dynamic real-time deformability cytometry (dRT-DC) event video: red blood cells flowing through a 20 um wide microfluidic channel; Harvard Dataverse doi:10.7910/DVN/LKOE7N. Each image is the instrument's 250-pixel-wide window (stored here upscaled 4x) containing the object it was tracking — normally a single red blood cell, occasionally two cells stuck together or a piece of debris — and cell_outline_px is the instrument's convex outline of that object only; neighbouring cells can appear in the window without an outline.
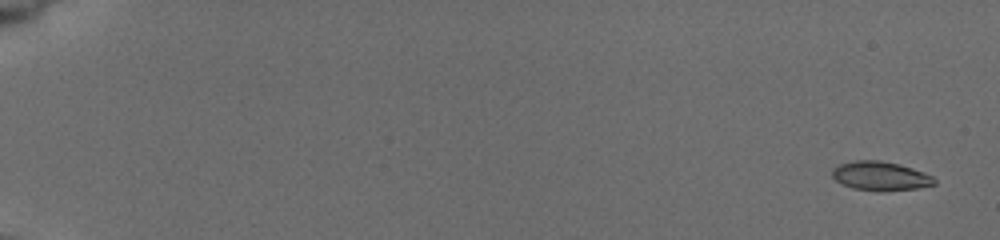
{"species": "common noctule bat (a hibernating species)", "species_latin": "Nyctalus noctula", "temperature_condition": "cold", "stored_images_in_passage": 12, "camera_frame_rate_fps": 3000, "um_per_image_px": 0.085, "animal": {"sex": "female", "body_mass_g": 19.5, "forearm_length_mm": 54.1}, "frame": {"image": 1, "passage_image": 1, "time_ms": 0.0, "image_size_px": [1000, 240], "cell_outline_px": [[936, 184], [916, 188], [852, 188], [836, 180], [832, 176], [832, 168], [840, 164], [856, 160], [880, 160], [900, 164], [924, 172], [932, 176], [936, 180]], "centroid_in_image_um": [74.83, 14.9], "position_along_channel_um": 10.2, "area_um2": 16.42}}
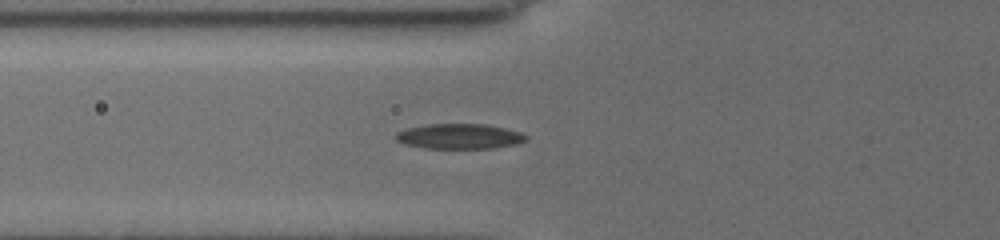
{"frame": {"image": 2, "passage_image": 9, "time_ms": 7.0, "image_size_px": [1000, 240], "cell_outline_px": [[528, 140], [516, 144], [492, 148], [424, 148], [404, 144], [396, 140], [396, 132], [408, 128], [428, 124], [484, 124], [504, 128], [520, 132], [528, 136]], "centroid_in_image_um": [39.06, 11.59], "position_along_channel_um": 86.7, "area_um2": 19.02}}
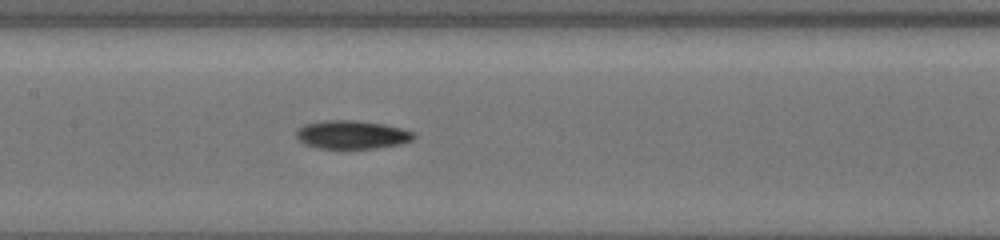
{"frame": {"image": 3, "passage_image": 12, "time_ms": 9.333, "image_size_px": [1000, 240], "cell_outline_px": [[416, 136], [412, 140], [400, 144], [376, 148], [340, 152], [316, 148], [304, 144], [296, 136], [296, 132], [304, 124], [324, 120], [356, 120], [384, 124], [400, 128], [412, 132]], "centroid_in_image_um": [29.87, 11.5], "position_along_channel_um": 177.5, "area_um2": 20.23}}